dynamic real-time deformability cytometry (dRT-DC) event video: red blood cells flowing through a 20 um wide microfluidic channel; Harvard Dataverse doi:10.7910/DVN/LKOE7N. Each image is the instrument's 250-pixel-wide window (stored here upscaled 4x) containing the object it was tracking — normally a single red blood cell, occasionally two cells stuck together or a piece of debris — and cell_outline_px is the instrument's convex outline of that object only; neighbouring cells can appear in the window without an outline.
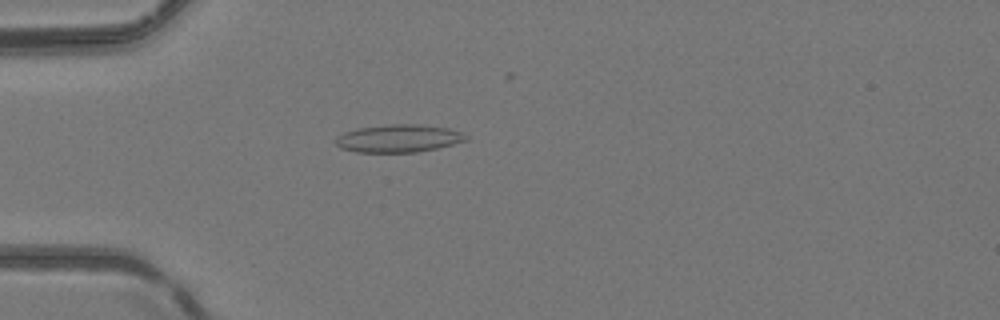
{"species": "common noctule bat (a hibernating species)", "species_latin": "Nyctalus noctula", "temperature_condition": "room temperature", "stored_images_in_passage": 41, "camera_frame_rate_fps": 3000, "um_per_image_px": 0.085, "animal": {"sex": "female", "body_mass_g": 24.6, "forearm_length_mm": 56.2}, "frame": {"image": 1, "passage_image": 15, "time_ms": 4.667, "image_size_px": [1000, 320], "cell_outline_px": [[468, 140], [436, 148], [416, 152], [356, 152], [340, 148], [336, 144], [336, 136], [344, 132], [356, 128], [388, 124], [416, 124], [448, 128], [460, 132], [468, 136]], "centroid_in_image_um": [33.84, 11.76], "position_along_channel_um": 51.2, "area_um2": 21.04}}
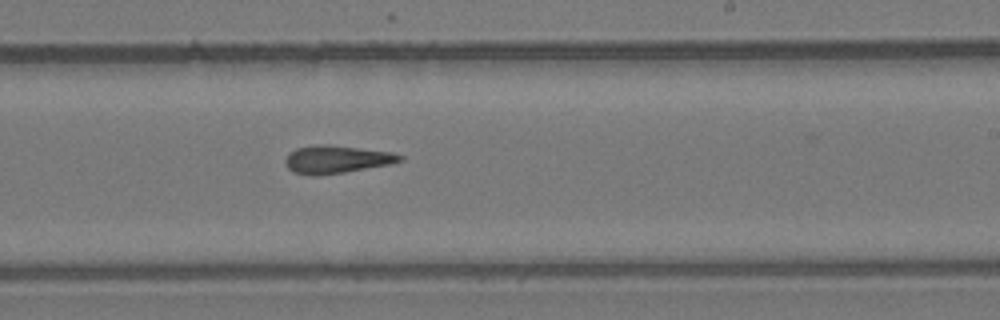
{"frame": {"image": 2, "passage_image": 31, "time_ms": 10.0, "image_size_px": [1000, 320], "cell_outline_px": [[404, 160], [392, 164], [320, 176], [312, 176], [292, 172], [288, 168], [284, 160], [288, 152], [296, 148], [316, 144], [324, 144], [392, 152], [404, 156]], "centroid_in_image_um": [28.59, 13.55], "position_along_channel_um": 260.4, "area_um2": 18.79}}
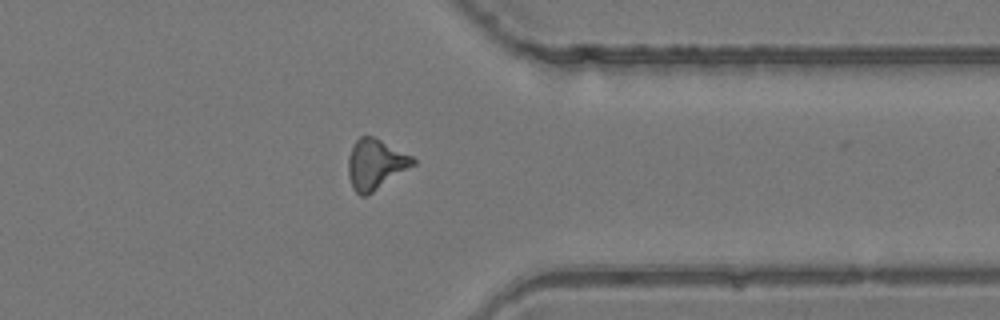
{"frame": {"image": 3, "passage_image": 40, "time_ms": 13.0, "image_size_px": [1000, 320], "cell_outline_px": [[416, 164], [372, 192], [364, 196], [360, 196], [352, 188], [348, 176], [348, 156], [352, 144], [360, 136], [372, 136], [412, 156], [416, 160]], "centroid_in_image_um": [31.89, 13.96], "position_along_channel_um": 379.5, "area_um2": 18.84}}